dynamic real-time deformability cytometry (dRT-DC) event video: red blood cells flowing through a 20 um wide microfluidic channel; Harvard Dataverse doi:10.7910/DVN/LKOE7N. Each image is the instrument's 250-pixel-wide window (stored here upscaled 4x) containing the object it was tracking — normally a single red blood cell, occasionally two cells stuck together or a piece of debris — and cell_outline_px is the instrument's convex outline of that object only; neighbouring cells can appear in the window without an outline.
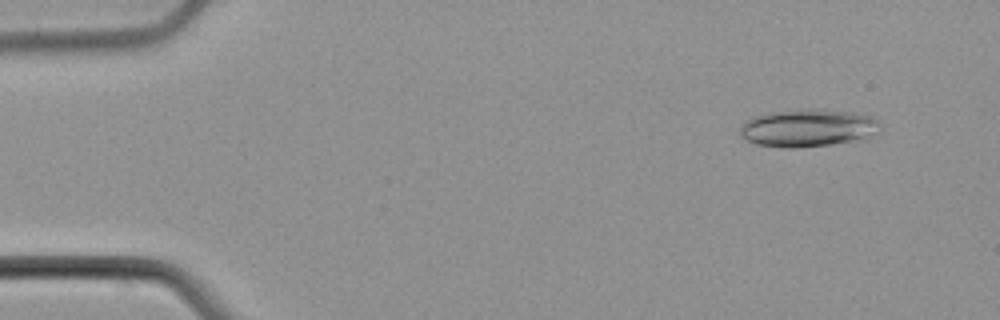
{"species": "common noctule bat (a hibernating species)", "species_latin": "Nyctalus noctula", "temperature_condition": "cold", "stored_images_in_passage": 5, "camera_frame_rate_fps": 3000, "um_per_image_px": 0.085, "animal": {"sex": "male", "body_mass_g": 21.5, "forearm_length_mm": 52.0}, "frame": {"image": 1, "passage_image": 2, "time_ms": 1.0, "image_size_px": [1000, 320], "cell_outline_px": [[880, 132], [868, 140], [796, 148], [784, 148], [756, 144], [740, 136], [740, 128], [744, 120], [756, 116], [772, 112], [808, 108], [812, 108], [852, 112], [872, 116], [880, 120]], "centroid_in_image_um": [68.76, 10.88], "position_along_channel_um": 16.2, "area_um2": 31.44}}
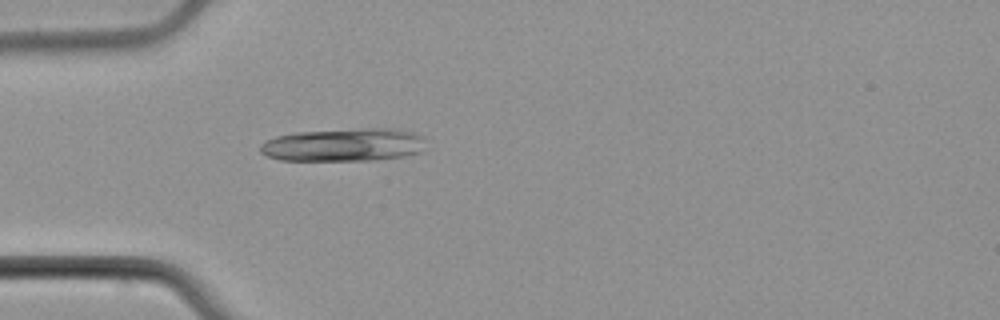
{"frame": {"image": 2, "passage_image": 5, "time_ms": 4.667, "image_size_px": [1000, 320], "cell_outline_px": [[424, 140], [420, 152], [404, 156], [372, 160], [280, 160], [268, 156], [260, 152], [260, 144], [276, 136], [296, 132], [364, 128], [392, 128], [412, 132], [424, 136]], "centroid_in_image_um": [29.21, 12.3], "position_along_channel_um": 55.8, "area_um2": 31.79}}